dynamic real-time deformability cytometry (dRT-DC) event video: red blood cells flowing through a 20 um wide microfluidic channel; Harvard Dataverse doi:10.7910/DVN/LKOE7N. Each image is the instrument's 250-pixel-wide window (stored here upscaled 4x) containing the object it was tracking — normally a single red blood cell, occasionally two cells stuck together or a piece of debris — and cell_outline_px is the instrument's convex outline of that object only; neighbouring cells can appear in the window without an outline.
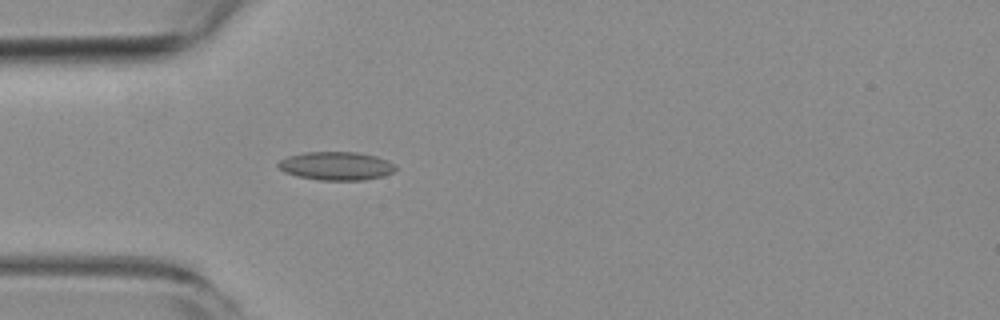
{"species": "common noctule bat (a hibernating species)", "species_latin": "Nyctalus noctula", "temperature_condition": "room temperature", "stored_images_in_passage": 1, "camera_frame_rate_fps": 3000, "um_per_image_px": 0.085, "animal": {"sex": "female", "body_mass_g": 19.3, "forearm_length_mm": 54.1}, "frame": {"image": 1, "passage_image": 1, "time_ms": 0.0, "image_size_px": [1000, 320], "cell_outline_px": [[396, 168], [392, 172], [384, 176], [364, 180], [320, 180], [296, 176], [284, 172], [276, 164], [280, 160], [288, 156], [304, 152], [356, 152], [376, 156], [388, 160], [396, 164]], "centroid_in_image_um": [28.59, 14.1], "position_along_channel_um": 56.4, "area_um2": 19.54}}